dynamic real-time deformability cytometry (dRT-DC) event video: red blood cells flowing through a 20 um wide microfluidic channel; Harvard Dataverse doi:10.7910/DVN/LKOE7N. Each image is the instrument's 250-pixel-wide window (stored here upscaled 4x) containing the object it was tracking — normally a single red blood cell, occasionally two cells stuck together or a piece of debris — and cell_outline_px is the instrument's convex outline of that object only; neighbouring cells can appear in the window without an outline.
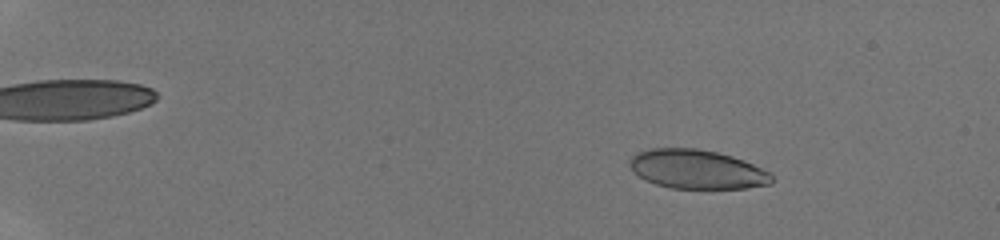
{"species": "human", "species_latin": "Homo sapiens", "temperature_condition": "room temperature", "stored_images_in_passage": 53, "camera_frame_rate_fps": 3000, "um_per_image_px": 0.085, "donor": {"sex": "male"}, "frame": {"image": 1, "passage_image": 9, "time_ms": 2.667, "image_size_px": [1000, 240], "cell_outline_px": [[772, 184], [748, 188], [668, 188], [656, 184], [640, 176], [628, 164], [628, 160], [636, 152], [648, 148], [696, 148], [716, 152], [732, 156], [752, 164], [768, 172], [772, 176]], "centroid_in_image_um": [59.22, 14.38], "position_along_channel_um": 25.8, "area_um2": 32.19}}
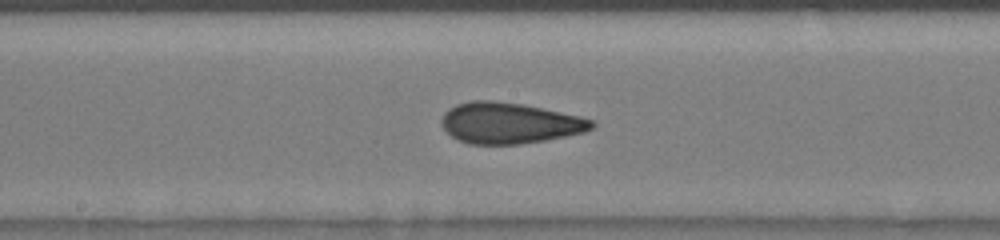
{"frame": {"image": 2, "passage_image": 32, "time_ms": 10.333, "image_size_px": [1000, 240], "cell_outline_px": [[596, 124], [592, 128], [584, 132], [544, 140], [520, 144], [468, 144], [456, 140], [444, 128], [440, 120], [444, 112], [448, 108], [456, 104], [472, 100], [492, 100], [524, 104], [580, 116], [592, 120]], "centroid_in_image_um": [43.27, 10.45], "position_along_channel_um": 204.9, "area_um2": 35.95}}
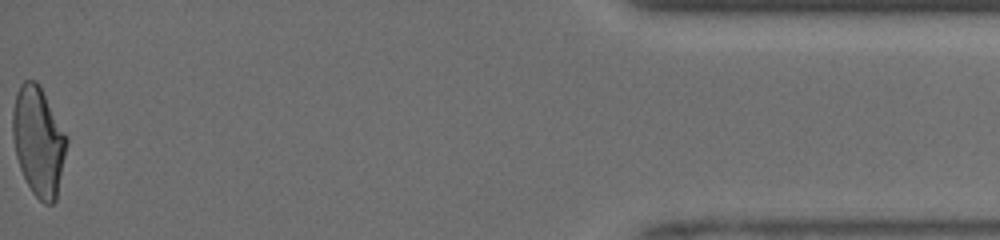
{"frame": {"image": 3, "passage_image": 53, "time_ms": 17.333, "image_size_px": [1000, 240], "cell_outline_px": [[68, 140], [56, 200], [52, 204], [44, 204], [32, 192], [20, 168], [16, 156], [12, 136], [12, 108], [16, 92], [20, 84], [24, 80], [36, 80], [68, 136]], "centroid_in_image_um": [3.26, 11.99], "position_along_channel_um": 431.9, "area_um2": 34.33}, "authors_computed_cell_mechanics": {"area_um2": 34.5644, "velocity_mm_per_s": 4.2111, "shape_relaxation_time_tau1_ms": 5.4155, "shape_relaxation_time_tau2_ms": 1.1206, "deformation_change_tau1": 0.1712, "deformation_change_tau2": 0.0852}}